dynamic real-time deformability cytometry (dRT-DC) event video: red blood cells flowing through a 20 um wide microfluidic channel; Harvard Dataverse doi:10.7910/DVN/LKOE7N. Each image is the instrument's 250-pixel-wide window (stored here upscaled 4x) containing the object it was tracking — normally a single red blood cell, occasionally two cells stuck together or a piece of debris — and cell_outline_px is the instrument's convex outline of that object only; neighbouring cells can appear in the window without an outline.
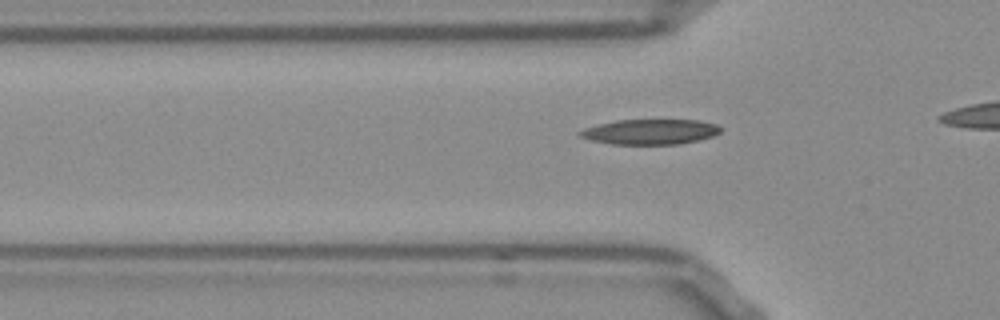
{"species": "Egyptian fruit bat (a non-hibernating species)", "species_latin": "Rousettus aegyptiacus", "temperature_condition": "room temperature", "stored_images_in_passage": 16, "camera_frame_rate_fps": 3000, "um_per_image_px": 0.085, "frame": {"image": 1, "passage_image": 10, "time_ms": 3.0, "image_size_px": [1000, 320], "cell_outline_px": [[720, 132], [712, 136], [680, 144], [612, 144], [592, 140], [580, 136], [576, 132], [584, 128], [596, 124], [616, 120], [700, 120], [716, 124], [720, 128]], "centroid_in_image_um": [55.22, 11.19], "position_along_channel_um": 70.6, "area_um2": 20.58}}
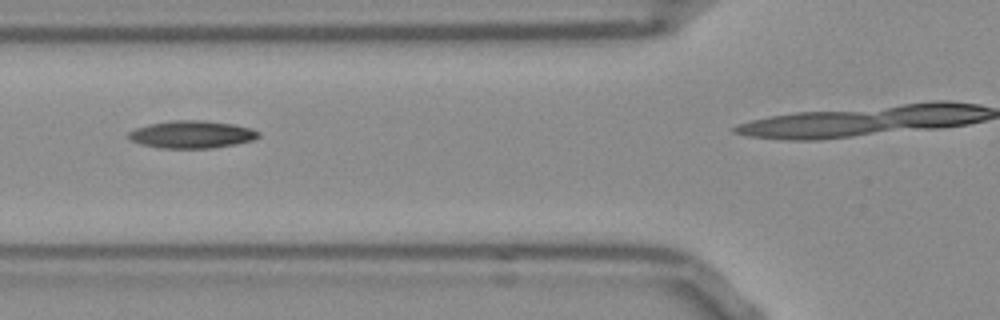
{"frame": {"image": 2, "passage_image": 13, "time_ms": 4.0, "image_size_px": [1000, 320], "cell_outline_px": [[260, 136], [256, 140], [236, 144], [212, 148], [160, 148], [140, 144], [132, 140], [128, 136], [128, 132], [136, 128], [148, 124], [172, 120], [204, 120], [236, 124], [252, 128], [260, 132]], "centroid_in_image_um": [16.36, 11.42], "position_along_channel_um": 109.4, "area_um2": 21.1}}